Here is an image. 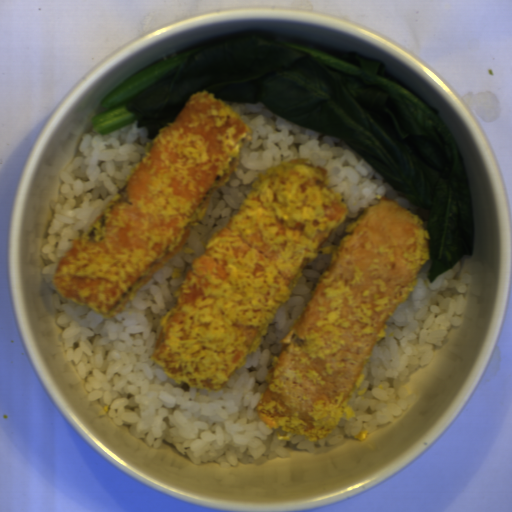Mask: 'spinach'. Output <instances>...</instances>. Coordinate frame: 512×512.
<instances>
[{"instance_id":"obj_1","label":"spinach","mask_w":512,"mask_h":512,"mask_svg":"<svg viewBox=\"0 0 512 512\" xmlns=\"http://www.w3.org/2000/svg\"><path fill=\"white\" fill-rule=\"evenodd\" d=\"M354 66L271 32L231 36L162 59L101 98L90 119L106 135L138 120L154 139L188 97L262 103L307 129L341 138L413 205L427 210L432 283L475 243L470 180L454 133L424 100L392 79L382 61Z\"/></svg>"}]
</instances>
